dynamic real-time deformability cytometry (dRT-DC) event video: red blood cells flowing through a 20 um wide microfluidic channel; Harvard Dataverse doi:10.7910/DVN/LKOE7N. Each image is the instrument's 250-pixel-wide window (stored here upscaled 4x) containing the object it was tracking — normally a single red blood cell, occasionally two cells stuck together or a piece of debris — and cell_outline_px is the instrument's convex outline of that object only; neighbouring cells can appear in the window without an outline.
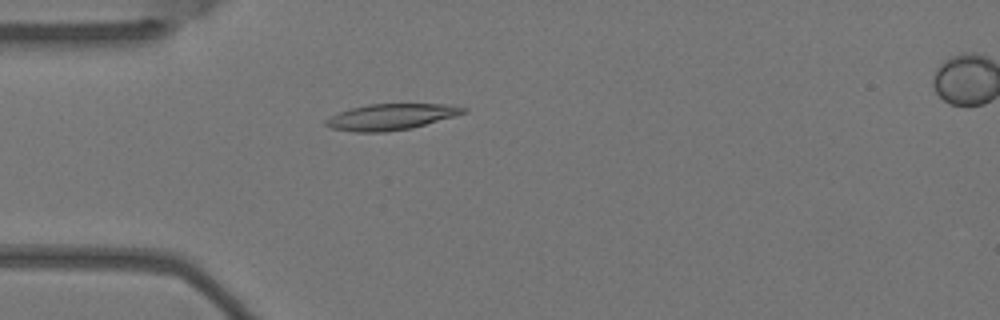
{"species": "Egyptian fruit bat (a non-hibernating species)", "species_latin": "Rousettus aegyptiacus", "temperature_condition": "warm", "stored_images_in_passage": 3, "segment_of_instrument_passage": [1, 2], "camera_frame_rate_fps": 3000, "um_per_image_px": 0.085, "animal": {"sex": "female"}, "frame": {"image": 1, "passage_image": 2, "time_ms": 0.333, "image_size_px": [1000, 320], "cell_outline_px": [[468, 112], [412, 128], [384, 132], [356, 132], [332, 128], [324, 124], [324, 120], [340, 112], [352, 108], [368, 104], [444, 104], [468, 108]], "centroid_in_image_um": [33.25, 9.93], "position_along_channel_um": 51.8, "area_um2": 20.69}}